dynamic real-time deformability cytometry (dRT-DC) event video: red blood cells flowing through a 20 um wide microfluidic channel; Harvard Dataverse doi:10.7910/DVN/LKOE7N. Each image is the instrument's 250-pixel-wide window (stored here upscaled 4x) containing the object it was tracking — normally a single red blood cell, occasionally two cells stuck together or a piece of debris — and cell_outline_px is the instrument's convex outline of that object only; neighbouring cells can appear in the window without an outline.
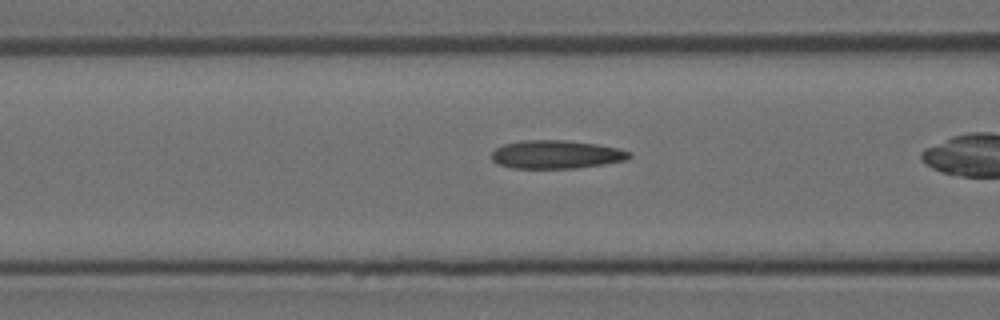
{"species": "Egyptian fruit bat (a non-hibernating species)", "species_latin": "Rousettus aegyptiacus", "temperature_condition": "room temperature", "stored_images_in_passage": 29, "camera_frame_rate_fps": 3000, "um_per_image_px": 0.085, "animal": {"sex": "female"}, "frame": {"image": 1, "passage_image": 5, "time_ms": 1.333, "image_size_px": [1000, 320], "cell_outline_px": [[632, 156], [628, 160], [604, 164], [576, 168], [512, 168], [500, 164], [492, 160], [492, 152], [496, 148], [504, 144], [524, 140], [564, 140], [596, 144], [620, 148], [632, 152]], "centroid_in_image_um": [47.33, 13.13], "position_along_channel_um": 119.3, "area_um2": 22.77}}
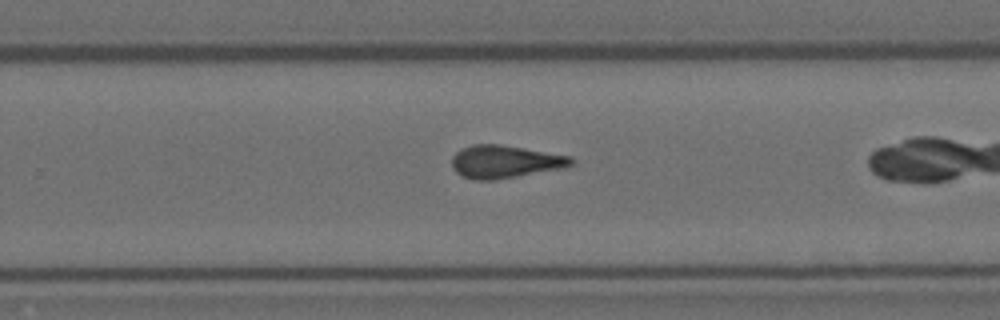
{"frame": {"image": 2, "passage_image": 17, "time_ms": 5.333, "image_size_px": [1000, 320], "cell_outline_px": [[572, 164], [564, 168], [496, 180], [472, 180], [456, 172], [452, 168], [452, 156], [456, 152], [472, 144], [500, 144], [572, 156]], "centroid_in_image_um": [42.91, 13.75], "position_along_channel_um": 286.9, "area_um2": 22.83}}